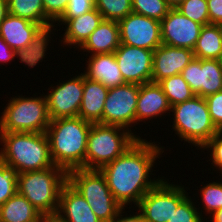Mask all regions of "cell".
<instances>
[{"mask_svg": "<svg viewBox=\"0 0 222 222\" xmlns=\"http://www.w3.org/2000/svg\"><path fill=\"white\" fill-rule=\"evenodd\" d=\"M155 143L138 139L122 155L100 169L110 192L122 207L130 203L137 205L162 179H149L156 158H161L164 152V147Z\"/></svg>", "mask_w": 222, "mask_h": 222, "instance_id": "6da1fadb", "label": "cell"}, {"mask_svg": "<svg viewBox=\"0 0 222 222\" xmlns=\"http://www.w3.org/2000/svg\"><path fill=\"white\" fill-rule=\"evenodd\" d=\"M92 123L81 117H67L51 120L46 135L50 155L55 166L66 172L85 169L87 137Z\"/></svg>", "mask_w": 222, "mask_h": 222, "instance_id": "7a4b0ae2", "label": "cell"}, {"mask_svg": "<svg viewBox=\"0 0 222 222\" xmlns=\"http://www.w3.org/2000/svg\"><path fill=\"white\" fill-rule=\"evenodd\" d=\"M0 161L18 173L54 166L46 133L0 132Z\"/></svg>", "mask_w": 222, "mask_h": 222, "instance_id": "3957f363", "label": "cell"}, {"mask_svg": "<svg viewBox=\"0 0 222 222\" xmlns=\"http://www.w3.org/2000/svg\"><path fill=\"white\" fill-rule=\"evenodd\" d=\"M67 172L58 166L18 173V192L45 218L55 217Z\"/></svg>", "mask_w": 222, "mask_h": 222, "instance_id": "277c9868", "label": "cell"}, {"mask_svg": "<svg viewBox=\"0 0 222 222\" xmlns=\"http://www.w3.org/2000/svg\"><path fill=\"white\" fill-rule=\"evenodd\" d=\"M116 125L92 123L87 137L85 169L100 170L122 155L141 137Z\"/></svg>", "mask_w": 222, "mask_h": 222, "instance_id": "5b68a950", "label": "cell"}, {"mask_svg": "<svg viewBox=\"0 0 222 222\" xmlns=\"http://www.w3.org/2000/svg\"><path fill=\"white\" fill-rule=\"evenodd\" d=\"M173 130L180 140L201 149L219 130L214 125L205 98L192 99L171 106Z\"/></svg>", "mask_w": 222, "mask_h": 222, "instance_id": "8992f818", "label": "cell"}, {"mask_svg": "<svg viewBox=\"0 0 222 222\" xmlns=\"http://www.w3.org/2000/svg\"><path fill=\"white\" fill-rule=\"evenodd\" d=\"M67 182L84 197L101 222H113L123 208L113 197L104 174L98 169L70 170Z\"/></svg>", "mask_w": 222, "mask_h": 222, "instance_id": "52a82bcc", "label": "cell"}, {"mask_svg": "<svg viewBox=\"0 0 222 222\" xmlns=\"http://www.w3.org/2000/svg\"><path fill=\"white\" fill-rule=\"evenodd\" d=\"M6 105L0 117V132H46L51 119L45 94L26 98L15 96Z\"/></svg>", "mask_w": 222, "mask_h": 222, "instance_id": "ba28073f", "label": "cell"}, {"mask_svg": "<svg viewBox=\"0 0 222 222\" xmlns=\"http://www.w3.org/2000/svg\"><path fill=\"white\" fill-rule=\"evenodd\" d=\"M177 184H173L164 177L151 189L135 206L138 207L145 222H168L174 210L188 197V193Z\"/></svg>", "mask_w": 222, "mask_h": 222, "instance_id": "9c48e42d", "label": "cell"}, {"mask_svg": "<svg viewBox=\"0 0 222 222\" xmlns=\"http://www.w3.org/2000/svg\"><path fill=\"white\" fill-rule=\"evenodd\" d=\"M138 95V84L110 87L103 108L102 124L121 126L131 131L132 125H136Z\"/></svg>", "mask_w": 222, "mask_h": 222, "instance_id": "30bf717a", "label": "cell"}, {"mask_svg": "<svg viewBox=\"0 0 222 222\" xmlns=\"http://www.w3.org/2000/svg\"><path fill=\"white\" fill-rule=\"evenodd\" d=\"M121 44L154 51L162 44L161 22L134 12L118 22Z\"/></svg>", "mask_w": 222, "mask_h": 222, "instance_id": "8fae6325", "label": "cell"}, {"mask_svg": "<svg viewBox=\"0 0 222 222\" xmlns=\"http://www.w3.org/2000/svg\"><path fill=\"white\" fill-rule=\"evenodd\" d=\"M181 75L196 96L205 98L222 91V62L218 59L194 57Z\"/></svg>", "mask_w": 222, "mask_h": 222, "instance_id": "7c38bea8", "label": "cell"}, {"mask_svg": "<svg viewBox=\"0 0 222 222\" xmlns=\"http://www.w3.org/2000/svg\"><path fill=\"white\" fill-rule=\"evenodd\" d=\"M63 82V83H62ZM48 89L45 95L51 120L77 117L83 96V73Z\"/></svg>", "mask_w": 222, "mask_h": 222, "instance_id": "4fadbf2b", "label": "cell"}, {"mask_svg": "<svg viewBox=\"0 0 222 222\" xmlns=\"http://www.w3.org/2000/svg\"><path fill=\"white\" fill-rule=\"evenodd\" d=\"M114 56L125 83L142 85L151 82L152 50L120 44Z\"/></svg>", "mask_w": 222, "mask_h": 222, "instance_id": "5bb4252c", "label": "cell"}, {"mask_svg": "<svg viewBox=\"0 0 222 222\" xmlns=\"http://www.w3.org/2000/svg\"><path fill=\"white\" fill-rule=\"evenodd\" d=\"M161 22L162 44L193 50L202 28L176 8L170 9Z\"/></svg>", "mask_w": 222, "mask_h": 222, "instance_id": "9a60e30c", "label": "cell"}, {"mask_svg": "<svg viewBox=\"0 0 222 222\" xmlns=\"http://www.w3.org/2000/svg\"><path fill=\"white\" fill-rule=\"evenodd\" d=\"M194 58V52L188 48L172 47L161 44L153 51L152 82L180 74Z\"/></svg>", "mask_w": 222, "mask_h": 222, "instance_id": "2e32d148", "label": "cell"}, {"mask_svg": "<svg viewBox=\"0 0 222 222\" xmlns=\"http://www.w3.org/2000/svg\"><path fill=\"white\" fill-rule=\"evenodd\" d=\"M55 218L59 222H101L84 197L68 182L61 188Z\"/></svg>", "mask_w": 222, "mask_h": 222, "instance_id": "e0dca14e", "label": "cell"}, {"mask_svg": "<svg viewBox=\"0 0 222 222\" xmlns=\"http://www.w3.org/2000/svg\"><path fill=\"white\" fill-rule=\"evenodd\" d=\"M169 111V112H168ZM171 112V106L161 86L155 82L139 85V95L136 107V124L140 121L161 118L164 113Z\"/></svg>", "mask_w": 222, "mask_h": 222, "instance_id": "ac0fdd59", "label": "cell"}, {"mask_svg": "<svg viewBox=\"0 0 222 222\" xmlns=\"http://www.w3.org/2000/svg\"><path fill=\"white\" fill-rule=\"evenodd\" d=\"M102 20L103 17L96 8L76 18H60L57 24L61 22L60 24L66 27L65 34L61 37L63 40H60L61 43L63 42V45H68V47L73 45L79 48Z\"/></svg>", "mask_w": 222, "mask_h": 222, "instance_id": "d6986e66", "label": "cell"}, {"mask_svg": "<svg viewBox=\"0 0 222 222\" xmlns=\"http://www.w3.org/2000/svg\"><path fill=\"white\" fill-rule=\"evenodd\" d=\"M109 88L83 73V96L78 116L91 123L102 124V113Z\"/></svg>", "mask_w": 222, "mask_h": 222, "instance_id": "ffe728a7", "label": "cell"}, {"mask_svg": "<svg viewBox=\"0 0 222 222\" xmlns=\"http://www.w3.org/2000/svg\"><path fill=\"white\" fill-rule=\"evenodd\" d=\"M41 27L38 23L8 14L0 23V37L16 51L31 43Z\"/></svg>", "mask_w": 222, "mask_h": 222, "instance_id": "44dd1931", "label": "cell"}, {"mask_svg": "<svg viewBox=\"0 0 222 222\" xmlns=\"http://www.w3.org/2000/svg\"><path fill=\"white\" fill-rule=\"evenodd\" d=\"M118 22L102 20L99 26L91 33L79 49L83 52L95 54H110L120 46Z\"/></svg>", "mask_w": 222, "mask_h": 222, "instance_id": "7402d4cb", "label": "cell"}, {"mask_svg": "<svg viewBox=\"0 0 222 222\" xmlns=\"http://www.w3.org/2000/svg\"><path fill=\"white\" fill-rule=\"evenodd\" d=\"M87 65L84 74L89 79L99 81L108 88L125 84L114 53L89 55Z\"/></svg>", "mask_w": 222, "mask_h": 222, "instance_id": "603a6c76", "label": "cell"}, {"mask_svg": "<svg viewBox=\"0 0 222 222\" xmlns=\"http://www.w3.org/2000/svg\"><path fill=\"white\" fill-rule=\"evenodd\" d=\"M44 218L18 191L0 206V222H43Z\"/></svg>", "mask_w": 222, "mask_h": 222, "instance_id": "cb8c5ba5", "label": "cell"}, {"mask_svg": "<svg viewBox=\"0 0 222 222\" xmlns=\"http://www.w3.org/2000/svg\"><path fill=\"white\" fill-rule=\"evenodd\" d=\"M222 25H203L199 38L193 48L194 57L198 59H218L221 53Z\"/></svg>", "mask_w": 222, "mask_h": 222, "instance_id": "d4e9b609", "label": "cell"}, {"mask_svg": "<svg viewBox=\"0 0 222 222\" xmlns=\"http://www.w3.org/2000/svg\"><path fill=\"white\" fill-rule=\"evenodd\" d=\"M53 27L56 26L51 24L41 27L33 36V40L31 43L26 45L23 49L15 51V57H19L21 63H24L28 67L34 68L37 63L43 60V58L45 59V52L47 51V46L51 37L49 35L53 30H56Z\"/></svg>", "mask_w": 222, "mask_h": 222, "instance_id": "484cf974", "label": "cell"}, {"mask_svg": "<svg viewBox=\"0 0 222 222\" xmlns=\"http://www.w3.org/2000/svg\"><path fill=\"white\" fill-rule=\"evenodd\" d=\"M8 13L45 26V11L42 0H7Z\"/></svg>", "mask_w": 222, "mask_h": 222, "instance_id": "4316f807", "label": "cell"}, {"mask_svg": "<svg viewBox=\"0 0 222 222\" xmlns=\"http://www.w3.org/2000/svg\"><path fill=\"white\" fill-rule=\"evenodd\" d=\"M166 95L170 106L192 99L195 94L181 73L165 78L158 82Z\"/></svg>", "mask_w": 222, "mask_h": 222, "instance_id": "83f0119b", "label": "cell"}, {"mask_svg": "<svg viewBox=\"0 0 222 222\" xmlns=\"http://www.w3.org/2000/svg\"><path fill=\"white\" fill-rule=\"evenodd\" d=\"M104 20L119 22L132 13V0H94Z\"/></svg>", "mask_w": 222, "mask_h": 222, "instance_id": "f1b7e54d", "label": "cell"}, {"mask_svg": "<svg viewBox=\"0 0 222 222\" xmlns=\"http://www.w3.org/2000/svg\"><path fill=\"white\" fill-rule=\"evenodd\" d=\"M171 8L166 0H132V11L136 14L161 21Z\"/></svg>", "mask_w": 222, "mask_h": 222, "instance_id": "f546056e", "label": "cell"}, {"mask_svg": "<svg viewBox=\"0 0 222 222\" xmlns=\"http://www.w3.org/2000/svg\"><path fill=\"white\" fill-rule=\"evenodd\" d=\"M17 170L0 161V206L18 191Z\"/></svg>", "mask_w": 222, "mask_h": 222, "instance_id": "4dcf8cb0", "label": "cell"}, {"mask_svg": "<svg viewBox=\"0 0 222 222\" xmlns=\"http://www.w3.org/2000/svg\"><path fill=\"white\" fill-rule=\"evenodd\" d=\"M176 9L182 15L202 26L209 24L207 0H184Z\"/></svg>", "mask_w": 222, "mask_h": 222, "instance_id": "1f68e13d", "label": "cell"}, {"mask_svg": "<svg viewBox=\"0 0 222 222\" xmlns=\"http://www.w3.org/2000/svg\"><path fill=\"white\" fill-rule=\"evenodd\" d=\"M200 195L202 203H204L202 209L206 211V214L211 216L219 209L222 208V182H210L200 189Z\"/></svg>", "mask_w": 222, "mask_h": 222, "instance_id": "d6a6232c", "label": "cell"}, {"mask_svg": "<svg viewBox=\"0 0 222 222\" xmlns=\"http://www.w3.org/2000/svg\"><path fill=\"white\" fill-rule=\"evenodd\" d=\"M188 196L177 208L168 222H203L202 213Z\"/></svg>", "mask_w": 222, "mask_h": 222, "instance_id": "836d02e7", "label": "cell"}, {"mask_svg": "<svg viewBox=\"0 0 222 222\" xmlns=\"http://www.w3.org/2000/svg\"><path fill=\"white\" fill-rule=\"evenodd\" d=\"M45 11V26L56 23L65 13L68 0H42Z\"/></svg>", "mask_w": 222, "mask_h": 222, "instance_id": "e575fe53", "label": "cell"}, {"mask_svg": "<svg viewBox=\"0 0 222 222\" xmlns=\"http://www.w3.org/2000/svg\"><path fill=\"white\" fill-rule=\"evenodd\" d=\"M211 150L210 159L212 165L218 169L222 174V131L216 133L202 148L201 150Z\"/></svg>", "mask_w": 222, "mask_h": 222, "instance_id": "d590c367", "label": "cell"}, {"mask_svg": "<svg viewBox=\"0 0 222 222\" xmlns=\"http://www.w3.org/2000/svg\"><path fill=\"white\" fill-rule=\"evenodd\" d=\"M211 119L219 131H222V91L205 97Z\"/></svg>", "mask_w": 222, "mask_h": 222, "instance_id": "8d00e7d4", "label": "cell"}, {"mask_svg": "<svg viewBox=\"0 0 222 222\" xmlns=\"http://www.w3.org/2000/svg\"><path fill=\"white\" fill-rule=\"evenodd\" d=\"M94 8V0H68L67 9L61 18H76Z\"/></svg>", "mask_w": 222, "mask_h": 222, "instance_id": "74e56055", "label": "cell"}, {"mask_svg": "<svg viewBox=\"0 0 222 222\" xmlns=\"http://www.w3.org/2000/svg\"><path fill=\"white\" fill-rule=\"evenodd\" d=\"M209 24L222 25V0H207Z\"/></svg>", "mask_w": 222, "mask_h": 222, "instance_id": "f35d334b", "label": "cell"}, {"mask_svg": "<svg viewBox=\"0 0 222 222\" xmlns=\"http://www.w3.org/2000/svg\"><path fill=\"white\" fill-rule=\"evenodd\" d=\"M15 51L0 37V63L14 60Z\"/></svg>", "mask_w": 222, "mask_h": 222, "instance_id": "ab89813d", "label": "cell"}, {"mask_svg": "<svg viewBox=\"0 0 222 222\" xmlns=\"http://www.w3.org/2000/svg\"><path fill=\"white\" fill-rule=\"evenodd\" d=\"M123 210H125V207H123L117 217L115 218V220L113 222H145L142 214L139 212L136 211V213L132 214V215H128L126 214V216L122 215L124 212Z\"/></svg>", "mask_w": 222, "mask_h": 222, "instance_id": "60d3db41", "label": "cell"}, {"mask_svg": "<svg viewBox=\"0 0 222 222\" xmlns=\"http://www.w3.org/2000/svg\"><path fill=\"white\" fill-rule=\"evenodd\" d=\"M8 14L7 0H0V23L6 18Z\"/></svg>", "mask_w": 222, "mask_h": 222, "instance_id": "b9f144b4", "label": "cell"}, {"mask_svg": "<svg viewBox=\"0 0 222 222\" xmlns=\"http://www.w3.org/2000/svg\"><path fill=\"white\" fill-rule=\"evenodd\" d=\"M213 222H222V208L217 210L213 215H212V220Z\"/></svg>", "mask_w": 222, "mask_h": 222, "instance_id": "7bdbcfd3", "label": "cell"}, {"mask_svg": "<svg viewBox=\"0 0 222 222\" xmlns=\"http://www.w3.org/2000/svg\"><path fill=\"white\" fill-rule=\"evenodd\" d=\"M184 0H166L168 6L173 9L176 8L179 4H181Z\"/></svg>", "mask_w": 222, "mask_h": 222, "instance_id": "ee69618b", "label": "cell"}, {"mask_svg": "<svg viewBox=\"0 0 222 222\" xmlns=\"http://www.w3.org/2000/svg\"><path fill=\"white\" fill-rule=\"evenodd\" d=\"M43 222H59L55 217L44 218Z\"/></svg>", "mask_w": 222, "mask_h": 222, "instance_id": "f6af8a7d", "label": "cell"}, {"mask_svg": "<svg viewBox=\"0 0 222 222\" xmlns=\"http://www.w3.org/2000/svg\"><path fill=\"white\" fill-rule=\"evenodd\" d=\"M219 60L222 62V44H221V53H220Z\"/></svg>", "mask_w": 222, "mask_h": 222, "instance_id": "bcb514c9", "label": "cell"}]
</instances>
